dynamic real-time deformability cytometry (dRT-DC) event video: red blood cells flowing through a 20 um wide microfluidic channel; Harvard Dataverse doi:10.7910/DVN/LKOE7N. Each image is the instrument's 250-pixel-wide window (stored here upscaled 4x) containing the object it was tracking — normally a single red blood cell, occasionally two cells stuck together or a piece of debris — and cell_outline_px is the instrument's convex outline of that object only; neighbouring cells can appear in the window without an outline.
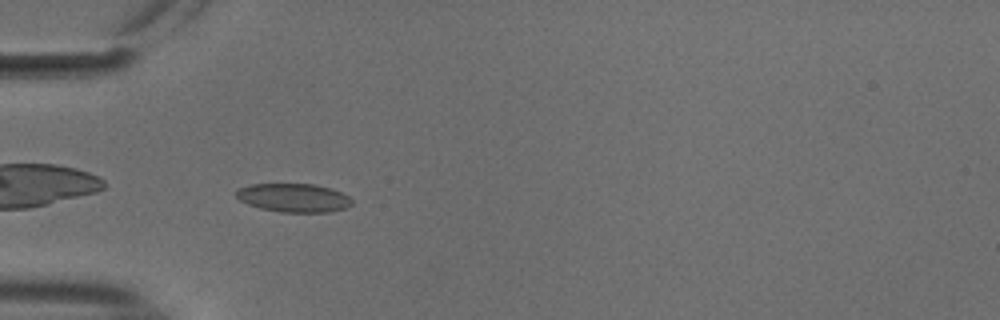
{"species": "common noctule bat (a hibernating species)", "species_latin": "Nyctalus noctula", "temperature_condition": "cold", "stored_images_in_passage": 3, "camera_frame_rate_fps": 3000, "um_per_image_px": 0.085, "animal": {"sex": "male", "body_mass_g": 18.8}, "frame": {"image": 1, "passage_image": 2, "time_ms": 0.333, "image_size_px": [1000, 320], "cell_outline_px": [[352, 204], [344, 208], [328, 212], [280, 212], [260, 208], [248, 204], [240, 200], [232, 192], [236, 188], [252, 184], [312, 184], [328, 188], [340, 192], [348, 196], [352, 200]], "centroid_in_image_um": [24.89, 16.81], "position_along_channel_um": 60.1, "area_um2": 19.25}}